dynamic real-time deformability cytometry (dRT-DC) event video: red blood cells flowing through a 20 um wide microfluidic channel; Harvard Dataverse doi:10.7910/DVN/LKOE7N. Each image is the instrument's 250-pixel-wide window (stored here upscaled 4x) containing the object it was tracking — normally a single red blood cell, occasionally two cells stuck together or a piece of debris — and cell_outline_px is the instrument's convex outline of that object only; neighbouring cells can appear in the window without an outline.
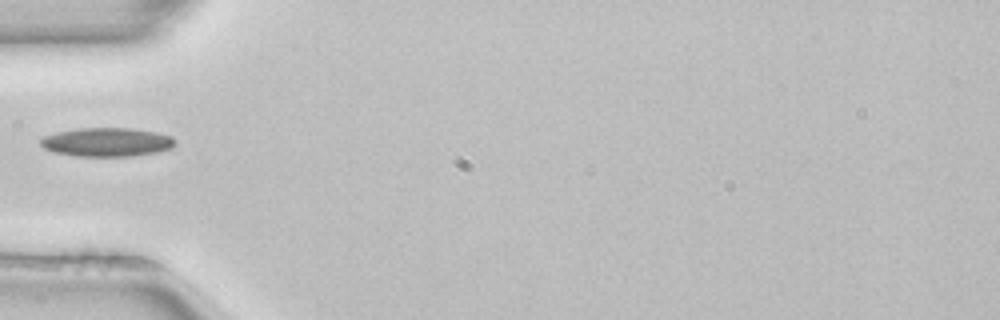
{"species": "common noctule bat (a hibernating species)", "species_latin": "Nyctalus noctula", "temperature_condition": "room temperature", "stored_images_in_passage": 35, "camera_frame_rate_fps": 3000, "um_per_image_px": 0.085, "animal": {"sex": "female", "body_mass_g": 22.7, "forearm_length_mm": 54.2}, "frame": {"image": 1, "passage_image": 1, "time_ms": 0.0, "image_size_px": [1000, 320], "cell_outline_px": [[176, 144], [172, 148], [156, 152], [132, 156], [76, 156], [56, 152], [44, 148], [40, 144], [40, 140], [44, 136], [60, 132], [80, 128], [132, 128], [156, 132], [172, 136], [176, 140]], "centroid_in_image_um": [9.14, 12.08], "position_along_channel_um": 75.9, "area_um2": 22.48}}
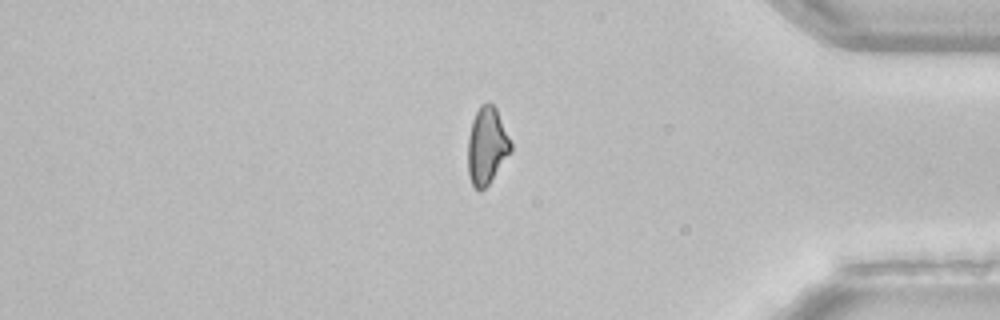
{"frame": {"image": 2, "passage_image": 27, "time_ms": 8.667, "image_size_px": [1000, 320], "cell_outline_px": [[512, 152], [488, 184], [480, 192], [472, 184], [468, 176], [468, 136], [472, 120], [480, 104], [488, 100], [496, 108], [512, 144]], "centroid_in_image_um": [41.38, 12.38], "position_along_channel_um": 393.8, "area_um2": 19.42}}
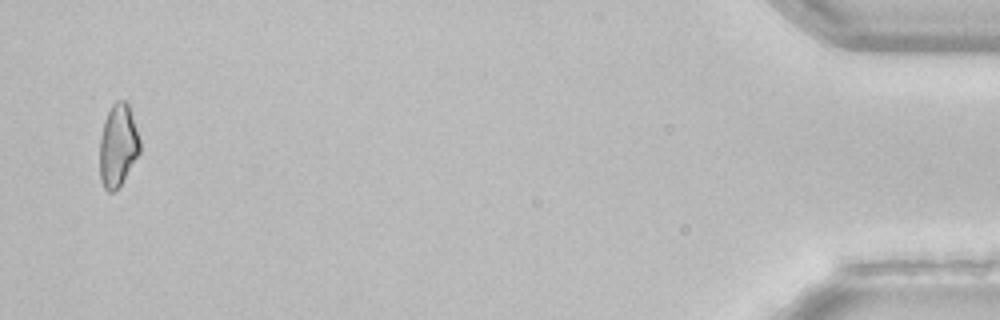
{"frame": {"image": 3, "passage_image": 34, "time_ms": 11.0, "image_size_px": [1000, 320], "cell_outline_px": [[140, 152], [120, 184], [112, 192], [108, 192], [104, 188], [100, 180], [100, 140], [104, 120], [112, 104], [116, 100], [124, 100], [128, 104], [140, 140]], "centroid_in_image_um": [10.01, 12.35], "position_along_channel_um": 425.2, "area_um2": 19.02}}